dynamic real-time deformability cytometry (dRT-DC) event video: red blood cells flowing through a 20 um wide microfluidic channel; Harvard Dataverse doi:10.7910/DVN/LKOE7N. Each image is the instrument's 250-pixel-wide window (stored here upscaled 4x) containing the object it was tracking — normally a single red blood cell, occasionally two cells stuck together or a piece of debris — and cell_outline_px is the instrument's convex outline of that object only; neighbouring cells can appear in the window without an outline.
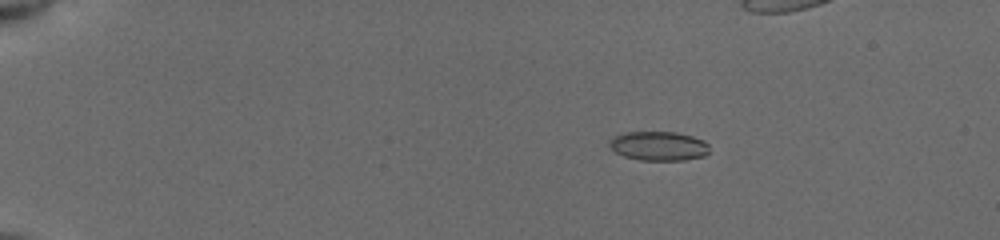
{"species": "common noctule bat (a hibernating species)", "species_latin": "Nyctalus noctula", "temperature_condition": "cold", "stored_images_in_passage": 63, "camera_frame_rate_fps": 3000, "um_per_image_px": 0.085, "animal": {"sex": "female", "body_mass_g": 19.5, "forearm_length_mm": 54.1}, "frame": {"image": 1, "passage_image": 15, "time_ms": 3.667, "image_size_px": [1000, 240], "cell_outline_px": [[708, 152], [704, 156], [684, 160], [640, 160], [624, 156], [616, 152], [608, 144], [608, 140], [624, 132], [676, 132], [692, 136], [704, 140], [708, 144]], "centroid_in_image_um": [55.99, 12.4], "position_along_channel_um": 29.0, "area_um2": 16.99}}
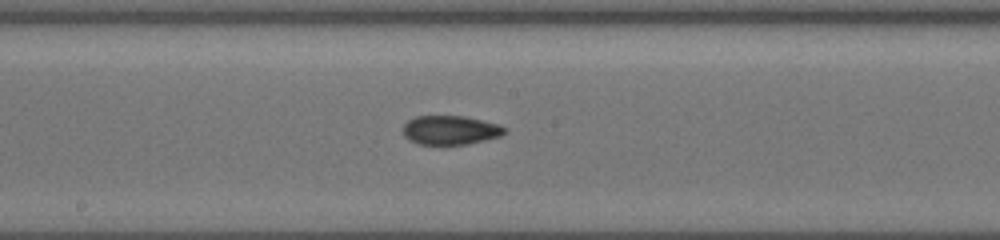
{"frame": {"image": 2, "passage_image": 40, "time_ms": 10.667, "image_size_px": [1000, 240], "cell_outline_px": [[508, 132], [500, 136], [468, 144], [444, 148], [416, 144], [408, 140], [404, 136], [404, 124], [408, 120], [416, 116], [464, 116], [500, 124], [508, 128]], "centroid_in_image_um": [38.28, 11.11], "position_along_channel_um": 209.9, "area_um2": 18.09}}
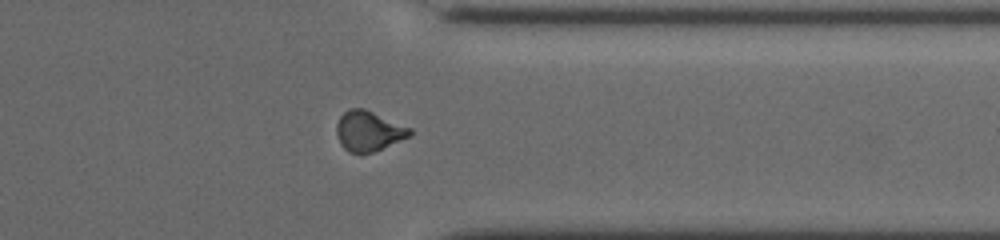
{"frame": {"image": 3, "passage_image": 56, "time_ms": 15.0, "image_size_px": [1000, 240], "cell_outline_px": [[412, 136], [372, 152], [360, 156], [348, 152], [340, 144], [336, 132], [336, 124], [340, 116], [348, 108], [364, 108], [412, 128]], "centroid_in_image_um": [31.32, 11.16], "position_along_channel_um": 380.1, "area_um2": 17.51}}